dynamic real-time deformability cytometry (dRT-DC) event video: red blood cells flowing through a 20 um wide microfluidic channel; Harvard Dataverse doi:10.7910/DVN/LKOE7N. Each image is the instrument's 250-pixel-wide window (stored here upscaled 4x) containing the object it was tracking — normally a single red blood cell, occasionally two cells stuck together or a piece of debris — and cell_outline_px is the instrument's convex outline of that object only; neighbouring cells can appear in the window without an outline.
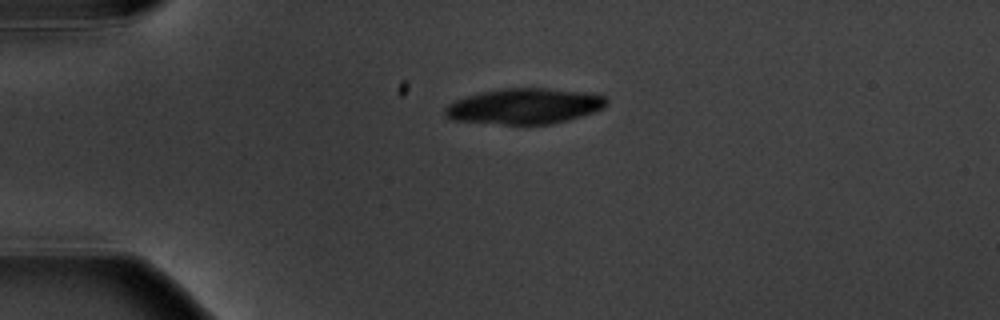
{"species": "common noctule bat (a hibernating species)", "species_latin": "Nyctalus noctula", "temperature_condition": "warm", "stored_images_in_passage": 2, "camera_frame_rate_fps": 3000, "um_per_image_px": 0.085, "animal": {"sex": "male", "body_mass_g": 20.1, "forearm_length_mm": 53.5}, "frame": {"image": 1, "passage_image": 1, "time_ms": 0.0, "image_size_px": [1000, 320], "cell_outline_px": [[608, 104], [604, 108], [568, 120], [552, 124], [504, 124], [452, 120], [444, 116], [444, 108], [448, 104], [456, 100], [480, 92], [500, 88], [548, 88], [588, 92], [604, 96], [608, 100]], "centroid_in_image_um": [44.58, 9.02], "position_along_channel_um": 40.4, "area_um2": 33.64}}